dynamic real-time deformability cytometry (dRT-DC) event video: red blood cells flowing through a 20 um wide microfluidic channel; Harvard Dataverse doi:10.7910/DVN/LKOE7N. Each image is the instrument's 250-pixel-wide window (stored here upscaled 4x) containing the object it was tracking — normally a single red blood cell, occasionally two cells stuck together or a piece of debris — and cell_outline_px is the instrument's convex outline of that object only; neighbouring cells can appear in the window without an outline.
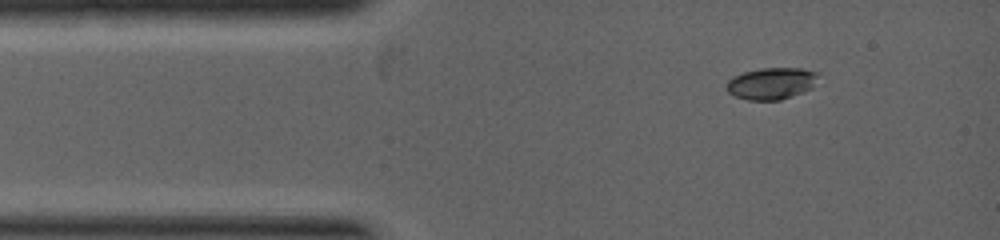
{"species": "common noctule bat (a hibernating species)", "species_latin": "Nyctalus noctula", "temperature_condition": "warm", "stored_images_in_passage": 48, "camera_frame_rate_fps": 5000, "um_per_image_px": 0.085, "animal": {"sex": "female", "body_mass_g": 19.0, "forearm_length_mm": 53.3}, "frame": {"image": 1, "passage_image": 1, "time_ms": 0.0, "image_size_px": [1000, 240], "cell_outline_px": [[820, 72], [812, 88], [780, 100], [748, 100], [736, 96], [728, 92], [724, 88], [728, 80], [732, 76], [744, 72], [760, 68], [800, 68]], "centroid_in_image_um": [65.55, 7.08], "position_along_channel_um": 19.5, "area_um2": 17.05}}
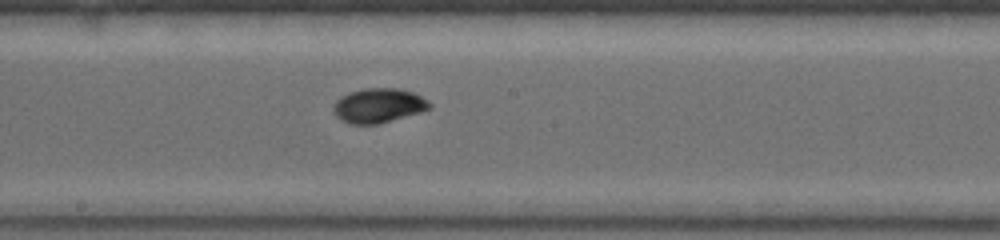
{"frame": {"image": 2, "passage_image": 21, "time_ms": 3.2, "image_size_px": [1000, 240], "cell_outline_px": [[432, 108], [420, 112], [376, 124], [352, 124], [340, 120], [332, 112], [332, 108], [336, 100], [340, 96], [348, 92], [364, 88], [400, 88], [412, 92], [428, 100], [432, 104]], "centroid_in_image_um": [32.14, 8.96], "position_along_channel_um": 216.1, "area_um2": 19.42}}
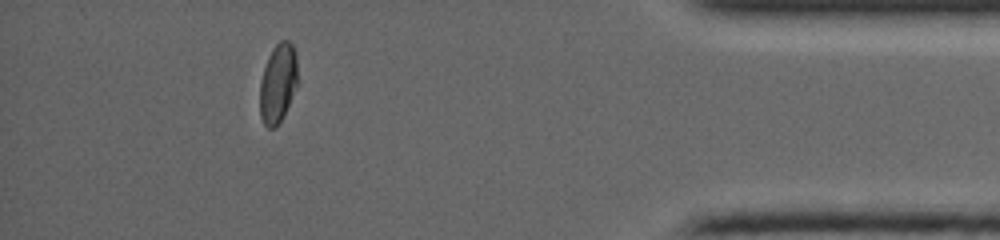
{"frame": {"image": 3, "passage_image": 42, "time_ms": 6.4, "image_size_px": [1000, 240], "cell_outline_px": [[296, 84], [288, 104], [280, 120], [272, 128], [268, 128], [264, 124], [260, 116], [260, 84], [264, 68], [268, 56], [272, 48], [280, 40], [288, 40], [292, 44], [296, 52]], "centroid_in_image_um": [23.6, 7.02], "position_along_channel_um": 411.6, "area_um2": 16.94}}